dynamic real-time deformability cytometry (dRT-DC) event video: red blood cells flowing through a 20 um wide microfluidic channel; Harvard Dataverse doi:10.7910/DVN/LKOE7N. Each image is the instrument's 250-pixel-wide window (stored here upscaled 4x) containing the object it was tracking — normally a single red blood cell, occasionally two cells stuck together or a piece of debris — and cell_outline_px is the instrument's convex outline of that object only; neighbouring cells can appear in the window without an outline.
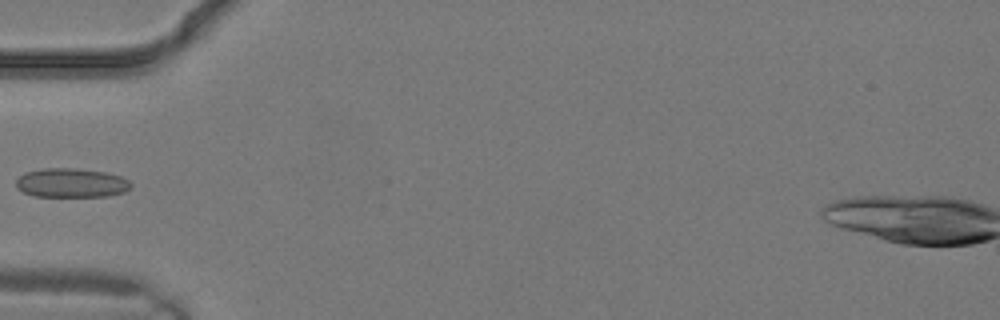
{"species": "common noctule bat (a hibernating species)", "species_latin": "Nyctalus noctula", "temperature_condition": "warm", "stored_images_in_passage": 2, "camera_frame_rate_fps": 3000, "um_per_image_px": 0.085, "animal": {"sex": "male", "body_mass_g": 19.2, "forearm_length_mm": 51.8}, "frame": {"image": 1, "passage_image": 2, "time_ms": 0.333, "image_size_px": [1000, 320], "cell_outline_px": [[132, 188], [124, 192], [108, 196], [32, 196], [16, 188], [16, 180], [24, 172], [40, 168], [76, 168], [104, 172], [120, 176], [128, 180], [132, 184]], "centroid_in_image_um": [6.05, 15.54], "position_along_channel_um": 79.0, "area_um2": 19.65}}